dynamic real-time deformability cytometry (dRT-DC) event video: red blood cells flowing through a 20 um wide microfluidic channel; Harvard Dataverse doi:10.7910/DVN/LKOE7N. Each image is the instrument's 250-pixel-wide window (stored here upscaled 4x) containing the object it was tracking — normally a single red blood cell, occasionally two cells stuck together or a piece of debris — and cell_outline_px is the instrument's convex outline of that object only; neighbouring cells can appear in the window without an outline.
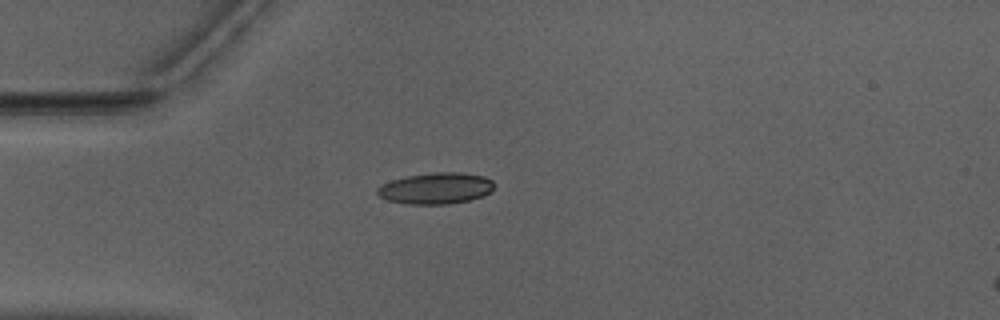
{"species": "Egyptian fruit bat (a non-hibernating species)", "species_latin": "Rousettus aegyptiacus", "temperature_condition": "warm", "stored_images_in_passage": 41, "camera_frame_rate_fps": 3000, "um_per_image_px": 0.085, "animal": {"sex": "male"}, "frame": {"image": 1, "passage_image": 3, "time_ms": 0.667, "image_size_px": [1000, 320], "cell_outline_px": [[492, 188], [484, 196], [468, 200], [448, 204], [408, 204], [388, 200], [380, 196], [376, 192], [376, 188], [392, 180], [408, 176], [432, 172], [460, 172], [484, 176], [492, 180]], "centroid_in_image_um": [37.04, 16.0], "position_along_channel_um": 48.0, "area_um2": 21.1}}
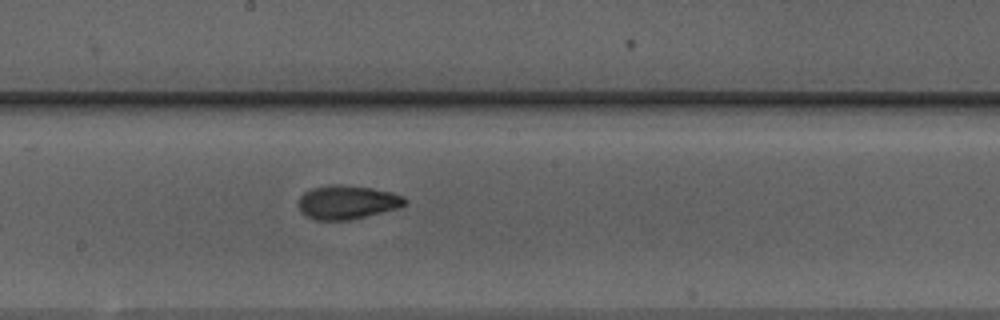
{"frame": {"image": 2, "passage_image": 17, "time_ms": 5.333, "image_size_px": [1000, 320], "cell_outline_px": [[408, 204], [400, 208], [348, 220], [316, 220], [300, 212], [300, 196], [304, 192], [312, 188], [328, 184], [344, 184], [372, 188], [392, 192], [404, 196], [408, 200]], "centroid_in_image_um": [29.56, 17.17], "position_along_channel_um": 218.6, "area_um2": 21.15}}
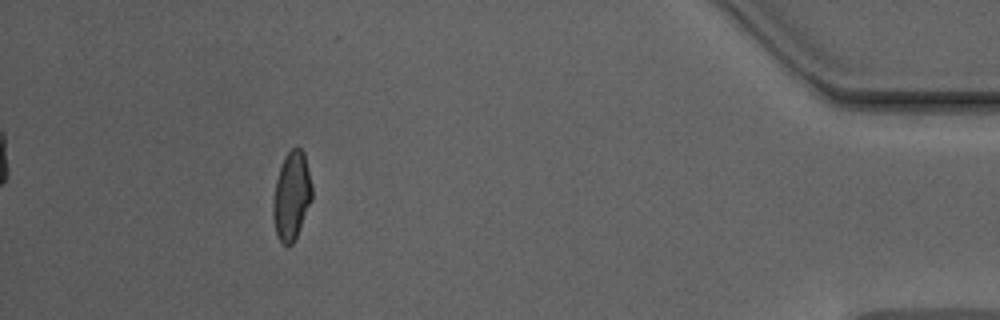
{"frame": {"image": 3, "passage_image": 36, "time_ms": 11.667, "image_size_px": [1000, 320], "cell_outline_px": [[312, 200], [296, 236], [292, 244], [288, 248], [276, 236], [272, 216], [272, 200], [276, 180], [284, 156], [292, 148], [300, 148], [304, 152], [312, 184]], "centroid_in_image_um": [24.77, 16.66], "position_along_channel_um": 410.4, "area_um2": 20.17}, "authors_computed_cell_mechanics": {"area_um2": 20.4034, "velocity_mm_per_s": 3.9772, "shape_relaxation_time_tau1_ms": 10.0482, "shape_relaxation_time_tau2_ms": 1.7247, "deformation_change_tau1": 0.2499, "deformation_change_tau2": 0.0802}}